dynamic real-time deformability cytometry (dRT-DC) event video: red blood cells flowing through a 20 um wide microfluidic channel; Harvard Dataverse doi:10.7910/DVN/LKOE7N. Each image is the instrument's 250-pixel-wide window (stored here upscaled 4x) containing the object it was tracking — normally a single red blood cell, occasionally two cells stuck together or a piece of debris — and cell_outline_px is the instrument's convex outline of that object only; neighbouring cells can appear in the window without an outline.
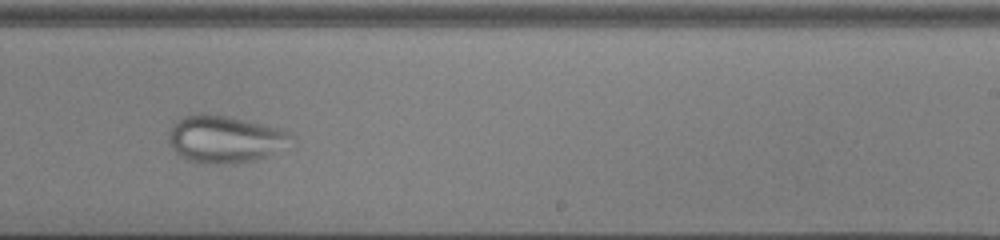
{"species": "common noctule bat (a hibernating species)", "species_latin": "Nyctalus noctula", "temperature_condition": "cold", "stored_images_in_passage": 42, "camera_frame_rate_fps": 3000, "um_per_image_px": 0.085, "animal": {"sex": "male", "body_mass_g": 13.0, "forearm_length_mm": 53.1}, "frame": {"image": 1, "passage_image": 24, "time_ms": 7.667, "image_size_px": [1000, 240], "cell_outline_px": [[296, 136], [268, 156], [256, 160], [224, 164], [208, 164], [184, 160], [172, 148], [168, 140], [168, 132], [172, 124], [176, 120], [184, 116], [196, 112], [204, 112], [228, 116], [288, 128]], "centroid_in_image_um": [19.11, 11.79], "position_along_channel_um": 269.9, "area_um2": 34.56}}